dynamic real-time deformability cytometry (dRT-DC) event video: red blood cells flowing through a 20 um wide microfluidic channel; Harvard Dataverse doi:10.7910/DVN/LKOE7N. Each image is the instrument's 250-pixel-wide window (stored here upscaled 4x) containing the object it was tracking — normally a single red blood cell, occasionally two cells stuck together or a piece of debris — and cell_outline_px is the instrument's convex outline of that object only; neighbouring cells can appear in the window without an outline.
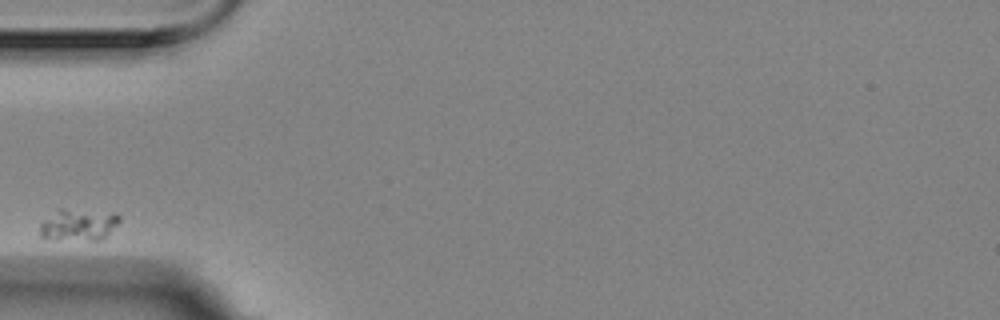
{"species": "Egyptian fruit bat (a non-hibernating species)", "species_latin": "Rousettus aegyptiacus", "temperature_condition": "room temperature", "stored_images_in_passage": 4, "camera_frame_rate_fps": 3000, "um_per_image_px": 0.085, "animal": {"sex": "female"}, "frame": {"image": 1, "passage_image": 1, "time_ms": 0.0, "image_size_px": [1000, 320], "cell_outline_px": [[120, 220], [100, 240], [44, 240], [40, 236], [40, 224], [44, 220], [60, 208], [64, 208], [116, 212], [120, 216]], "centroid_in_image_um": [6.63, 19.1], "position_along_channel_um": 78.4, "area_um2": 14.97}}
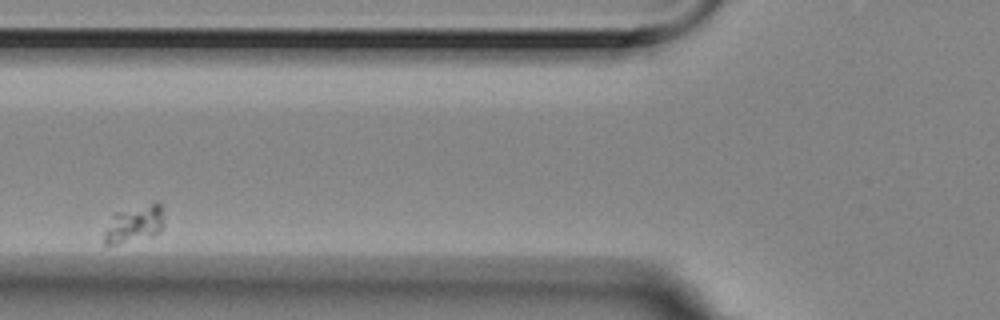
{"frame": {"image": 2, "passage_image": 2, "time_ms": 0.333, "image_size_px": [1000, 320], "cell_outline_px": [[160, 232], [156, 236], [116, 244], [104, 244], [104, 232], [112, 216], [116, 212], [156, 200], [160, 204]], "centroid_in_image_um": [11.38, 19.03], "position_along_channel_um": 114.4, "area_um2": 12.77}}
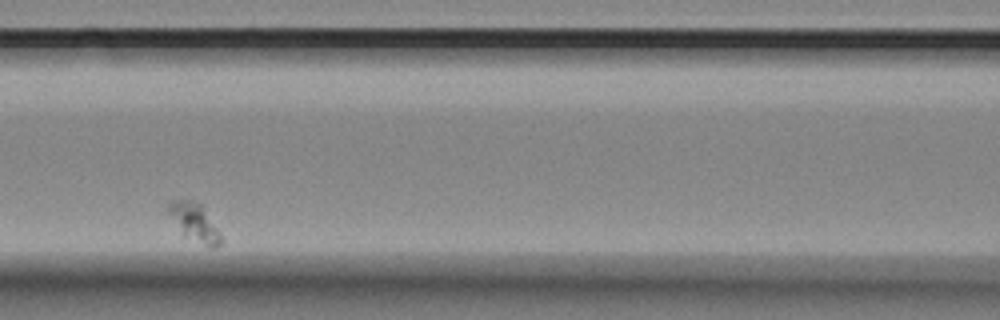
{"frame": {"image": 3, "passage_image": 3, "time_ms": 0.667, "image_size_px": [1000, 320], "cell_outline_px": [[220, 244], [212, 248], [208, 248], [184, 236], [168, 212], [168, 204], [172, 200], [188, 200], [200, 204], [220, 232]], "centroid_in_image_um": [16.53, 18.93], "position_along_channel_um": 150.1, "area_um2": 11.27}}